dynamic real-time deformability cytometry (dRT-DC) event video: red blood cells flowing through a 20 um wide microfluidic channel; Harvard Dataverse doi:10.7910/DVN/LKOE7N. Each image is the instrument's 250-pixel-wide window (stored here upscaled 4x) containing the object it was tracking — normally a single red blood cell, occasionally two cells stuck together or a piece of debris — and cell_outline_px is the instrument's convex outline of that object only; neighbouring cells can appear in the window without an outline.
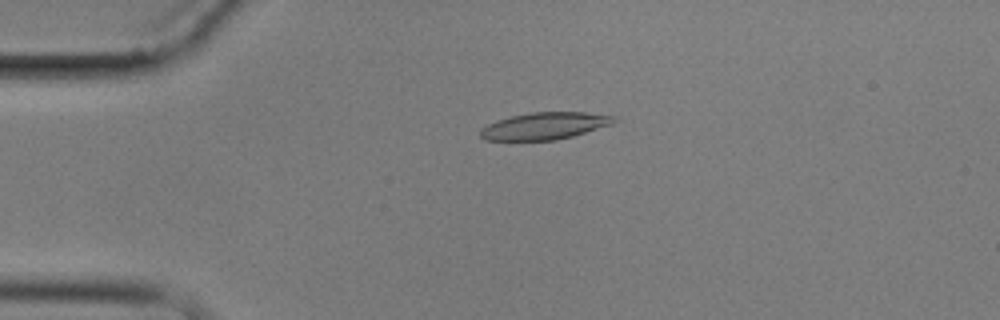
{"species": "common noctule bat (a hibernating species)", "species_latin": "Nyctalus noctula", "temperature_condition": "cold", "stored_images_in_passage": 2, "camera_frame_rate_fps": 3000, "um_per_image_px": 0.085, "animal": {"sex": "male", "body_mass_g": 17.9}, "frame": {"image": 1, "passage_image": 1, "time_ms": 0.0, "image_size_px": [1000, 320], "cell_outline_px": [[616, 120], [612, 124], [572, 136], [556, 140], [484, 140], [480, 136], [480, 128], [496, 120], [512, 116], [532, 112], [584, 112], [616, 116]], "centroid_in_image_um": [46.27, 10.7], "position_along_channel_um": 38.7, "area_um2": 20.98}}